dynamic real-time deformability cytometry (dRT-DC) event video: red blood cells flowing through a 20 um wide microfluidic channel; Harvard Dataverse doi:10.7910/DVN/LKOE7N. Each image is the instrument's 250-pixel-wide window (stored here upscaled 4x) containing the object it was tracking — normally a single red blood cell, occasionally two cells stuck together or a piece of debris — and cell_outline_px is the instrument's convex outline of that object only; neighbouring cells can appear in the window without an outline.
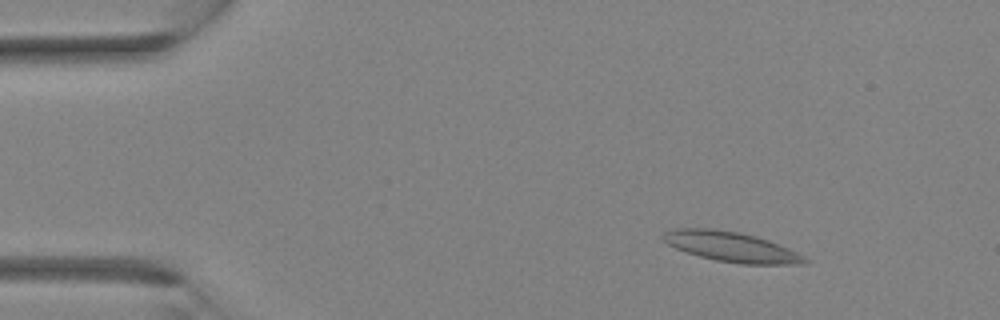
{"species": "Egyptian fruit bat (a non-hibernating species)", "species_latin": "Rousettus aegyptiacus", "temperature_condition": "room temperature", "stored_images_in_passage": 35, "camera_frame_rate_fps": 3000, "um_per_image_px": 0.085, "animal": {"sex": "female"}, "frame": {"image": 1, "passage_image": 5, "time_ms": 1.333, "image_size_px": [1000, 320], "cell_outline_px": [[808, 264], [740, 264], [716, 260], [700, 256], [676, 248], [668, 244], [660, 236], [664, 232], [672, 228], [712, 228], [740, 232], [756, 236], [768, 240], [788, 248], [804, 256], [808, 260]], "centroid_in_image_um": [62.15, 20.97], "position_along_channel_um": 22.9, "area_um2": 24.74}}
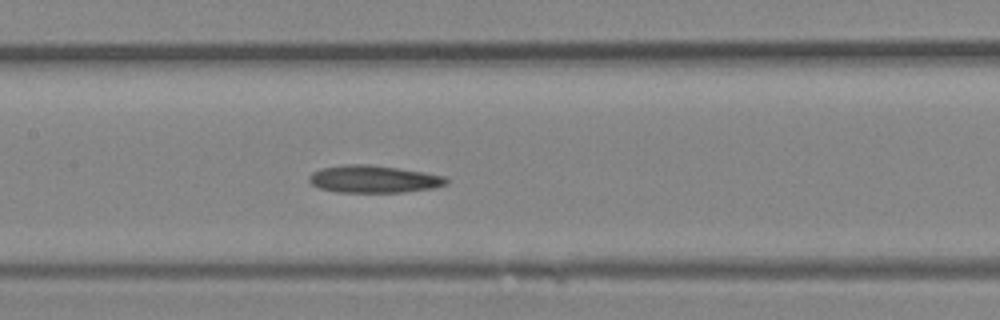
{"frame": {"image": 2, "passage_image": 17, "time_ms": 5.333, "image_size_px": [1000, 320], "cell_outline_px": [[448, 184], [432, 188], [404, 192], [336, 192], [320, 188], [312, 184], [308, 180], [308, 176], [312, 172], [320, 168], [344, 164], [368, 164], [424, 172], [444, 176], [448, 180]], "centroid_in_image_um": [31.73, 15.22], "position_along_channel_um": 175.7, "area_um2": 21.91}}
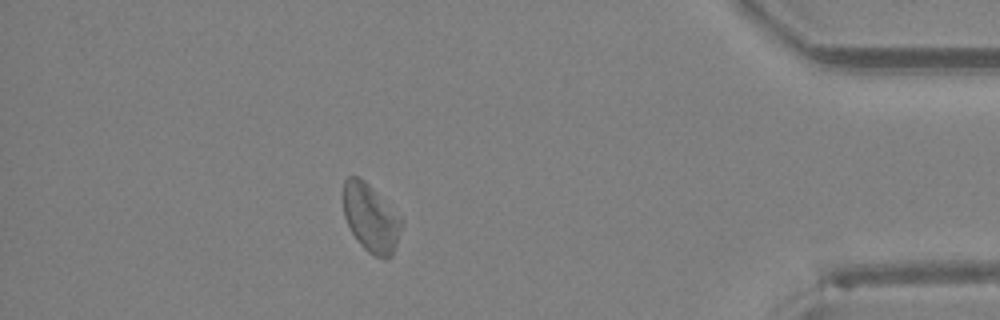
{"frame": {"image": 3, "passage_image": 31, "time_ms": 10.0, "image_size_px": [1000, 320], "cell_outline_px": [[404, 220], [392, 256], [388, 260], [384, 260], [368, 252], [360, 244], [352, 232], [344, 216], [344, 180], [348, 176], [360, 176]], "centroid_in_image_um": [31.53, 18.55], "position_along_channel_um": 403.7, "area_um2": 22.89}}